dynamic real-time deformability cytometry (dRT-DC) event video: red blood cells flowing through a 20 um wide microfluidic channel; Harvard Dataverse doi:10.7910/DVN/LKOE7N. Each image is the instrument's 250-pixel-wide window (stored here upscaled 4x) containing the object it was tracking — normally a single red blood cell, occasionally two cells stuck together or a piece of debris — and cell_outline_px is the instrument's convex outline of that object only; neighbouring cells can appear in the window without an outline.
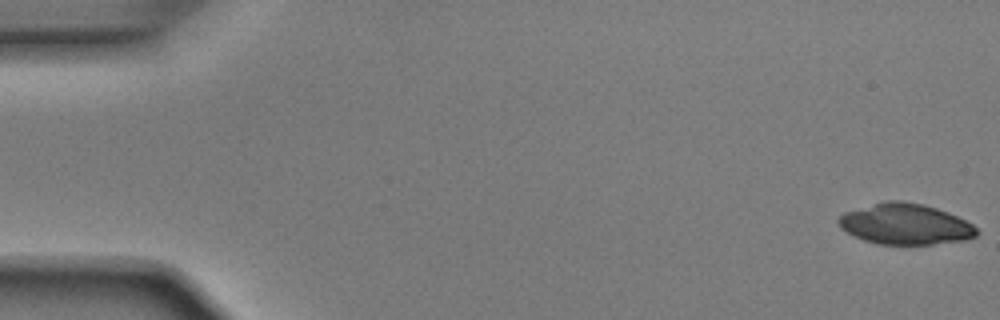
{"species": "Egyptian fruit bat (a non-hibernating species)", "species_latin": "Rousettus aegyptiacus", "temperature_condition": "room temperature", "stored_images_in_passage": 52, "camera_frame_rate_fps": 3000, "um_per_image_px": 0.085, "animal": {"sex": "male"}, "frame": {"image": 1, "passage_image": 1, "time_ms": 0.0, "image_size_px": [1000, 320], "cell_outline_px": [[980, 232], [976, 236], [964, 240], [932, 244], [876, 244], [864, 240], [840, 228], [836, 224], [836, 220], [844, 212], [884, 200], [900, 200], [924, 204], [948, 212], [972, 224]], "centroid_in_image_um": [76.92, 19.04], "position_along_channel_um": 8.1, "area_um2": 32.95}}